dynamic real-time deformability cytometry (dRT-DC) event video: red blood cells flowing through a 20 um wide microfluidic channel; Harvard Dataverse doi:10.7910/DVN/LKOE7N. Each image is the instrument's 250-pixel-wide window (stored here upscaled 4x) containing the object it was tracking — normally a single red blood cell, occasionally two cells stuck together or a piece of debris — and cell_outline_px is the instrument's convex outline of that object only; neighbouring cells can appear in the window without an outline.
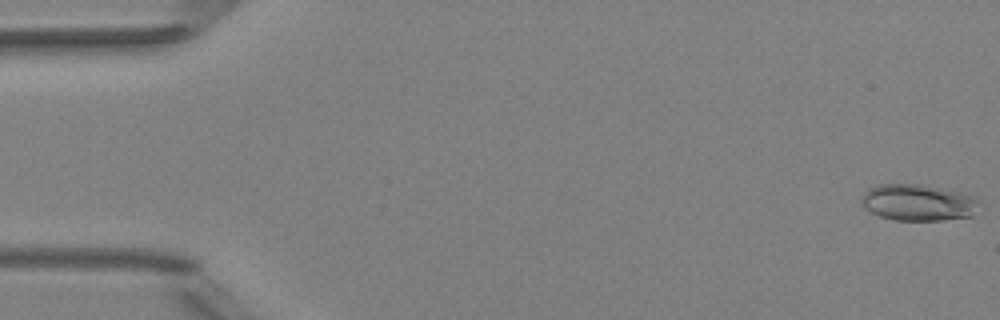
{"species": "Egyptian fruit bat (a non-hibernating species)", "species_latin": "Rousettus aegyptiacus", "temperature_condition": "room temperature", "stored_images_in_passage": 5, "camera_frame_rate_fps": 3000, "um_per_image_px": 0.085, "animal": {"sex": "female"}, "frame": {"image": 1, "passage_image": 1, "time_ms": 0.0, "image_size_px": [1000, 320], "cell_outline_px": [[980, 200], [972, 216], [940, 220], [892, 220], [880, 216], [864, 208], [860, 200], [860, 196], [868, 188], [880, 184], [920, 184], [960, 192], [972, 196]], "centroid_in_image_um": [77.99, 17.21], "position_along_channel_um": 7.0, "area_um2": 25.03}}
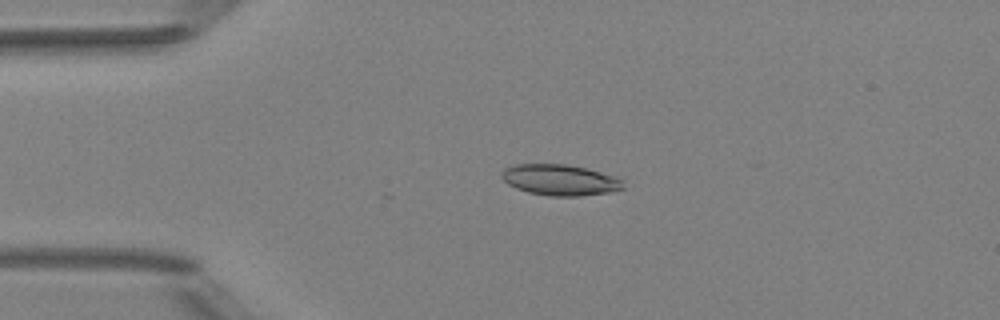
{"frame": {"image": 2, "passage_image": 4, "time_ms": 3.667, "image_size_px": [1000, 320], "cell_outline_px": [[624, 188], [608, 192], [580, 196], [548, 196], [528, 192], [516, 188], [508, 184], [500, 176], [500, 172], [504, 168], [516, 164], [564, 164], [584, 168], [600, 172], [612, 176], [620, 180]], "centroid_in_image_um": [47.52, 15.29], "position_along_channel_um": 37.5, "area_um2": 21.68}}